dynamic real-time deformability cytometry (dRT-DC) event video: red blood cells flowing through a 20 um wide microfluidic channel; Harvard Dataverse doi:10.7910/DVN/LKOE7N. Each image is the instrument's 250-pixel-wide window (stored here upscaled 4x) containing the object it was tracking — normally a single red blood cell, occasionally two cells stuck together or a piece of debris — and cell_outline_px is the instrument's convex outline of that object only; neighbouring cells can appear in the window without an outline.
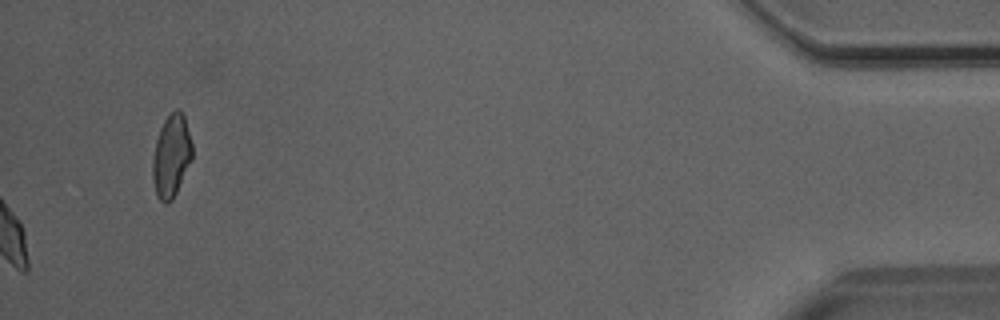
{"species": "Egyptian fruit bat (a non-hibernating species)", "species_latin": "Rousettus aegyptiacus", "temperature_condition": "room temperature", "stored_images_in_passage": 50, "camera_frame_rate_fps": 3000, "um_per_image_px": 0.085, "animal": {"sex": "male"}, "frame": {"image": 1, "passage_image": 50, "time_ms": 16.333, "image_size_px": [1000, 320], "cell_outline_px": [[192, 160], [172, 200], [164, 204], [156, 196], [152, 176], [152, 160], [156, 140], [160, 128], [164, 120], [176, 108], [184, 116], [192, 144]], "centroid_in_image_um": [14.55, 13.28], "position_along_channel_um": 420.6, "area_um2": 18.96}}